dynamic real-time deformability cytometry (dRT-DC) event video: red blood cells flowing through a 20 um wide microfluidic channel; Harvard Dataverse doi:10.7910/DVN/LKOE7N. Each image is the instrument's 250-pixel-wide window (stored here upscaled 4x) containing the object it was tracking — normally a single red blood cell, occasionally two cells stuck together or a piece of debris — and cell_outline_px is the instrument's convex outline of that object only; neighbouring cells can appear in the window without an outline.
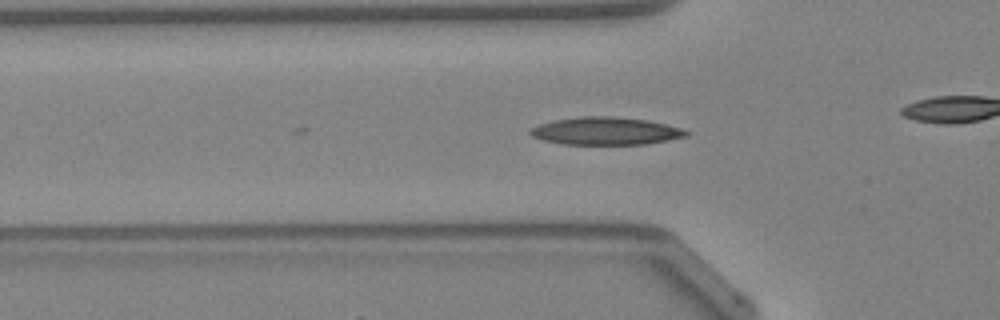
{"species": "Egyptian fruit bat (a non-hibernating species)", "species_latin": "Rousettus aegyptiacus", "temperature_condition": "warm", "stored_images_in_passage": 9, "camera_frame_rate_fps": 3000, "um_per_image_px": 0.085, "animal": {"sex": "female"}, "frame": {"image": 1, "passage_image": 4, "time_ms": 1.0, "image_size_px": [1000, 320], "cell_outline_px": [[688, 136], [668, 140], [644, 144], [560, 144], [544, 140], [532, 136], [528, 132], [528, 128], [552, 120], [580, 116], [608, 116], [648, 120], [680, 128], [688, 132]], "centroid_in_image_um": [51.42, 11.13], "position_along_channel_um": 74.4, "area_um2": 25.09}}